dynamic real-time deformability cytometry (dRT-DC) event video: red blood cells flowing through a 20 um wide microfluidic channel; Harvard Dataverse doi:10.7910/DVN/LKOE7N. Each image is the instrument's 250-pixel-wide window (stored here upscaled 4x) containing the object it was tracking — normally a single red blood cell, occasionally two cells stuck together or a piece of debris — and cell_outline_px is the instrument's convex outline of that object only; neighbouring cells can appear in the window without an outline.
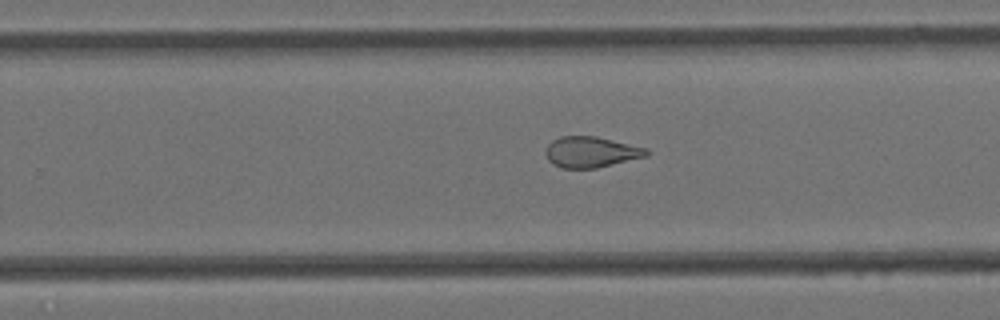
{"species": "Egyptian fruit bat (a non-hibernating species)", "species_latin": "Rousettus aegyptiacus", "temperature_condition": "cold", "stored_images_in_passage": 31, "camera_frame_rate_fps": 3000, "um_per_image_px": 0.085, "animal": {"sex": "female"}, "frame": {"image": 1, "passage_image": 22, "time_ms": 7.0, "image_size_px": [1000, 320], "cell_outline_px": [[648, 156], [596, 168], [560, 168], [552, 164], [548, 160], [544, 152], [548, 144], [552, 140], [560, 136], [596, 136], [648, 148]], "centroid_in_image_um": [50.21, 12.92], "position_along_channel_um": 279.6, "area_um2": 18.26}}